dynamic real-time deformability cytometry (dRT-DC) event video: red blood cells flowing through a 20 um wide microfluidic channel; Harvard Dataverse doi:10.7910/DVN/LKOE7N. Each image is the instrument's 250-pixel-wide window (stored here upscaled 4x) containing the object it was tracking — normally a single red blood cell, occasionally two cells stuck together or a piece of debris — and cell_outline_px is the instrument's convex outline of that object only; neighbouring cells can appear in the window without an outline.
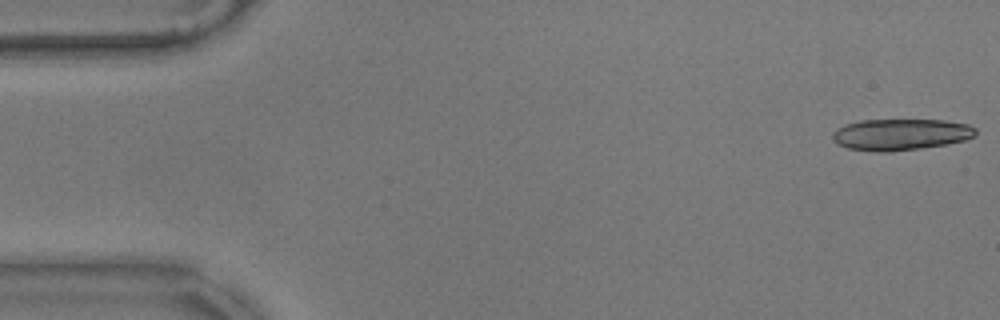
{"species": "common noctule bat (a hibernating species)", "species_latin": "Nyctalus noctula", "temperature_condition": "warm", "stored_images_in_passage": 16, "camera_frame_rate_fps": 3000, "um_per_image_px": 0.085, "animal": {"sex": "male", "body_mass_g": 17.9}, "frame": {"image": 1, "passage_image": 1, "time_ms": 0.0, "image_size_px": [1000, 320], "cell_outline_px": [[976, 136], [964, 140], [944, 144], [920, 148], [892, 152], [880, 152], [848, 148], [836, 144], [832, 136], [832, 132], [836, 128], [844, 124], [860, 120], [944, 120], [968, 124], [976, 128]], "centroid_in_image_um": [76.53, 11.42], "position_along_channel_um": 8.5, "area_um2": 26.3}}